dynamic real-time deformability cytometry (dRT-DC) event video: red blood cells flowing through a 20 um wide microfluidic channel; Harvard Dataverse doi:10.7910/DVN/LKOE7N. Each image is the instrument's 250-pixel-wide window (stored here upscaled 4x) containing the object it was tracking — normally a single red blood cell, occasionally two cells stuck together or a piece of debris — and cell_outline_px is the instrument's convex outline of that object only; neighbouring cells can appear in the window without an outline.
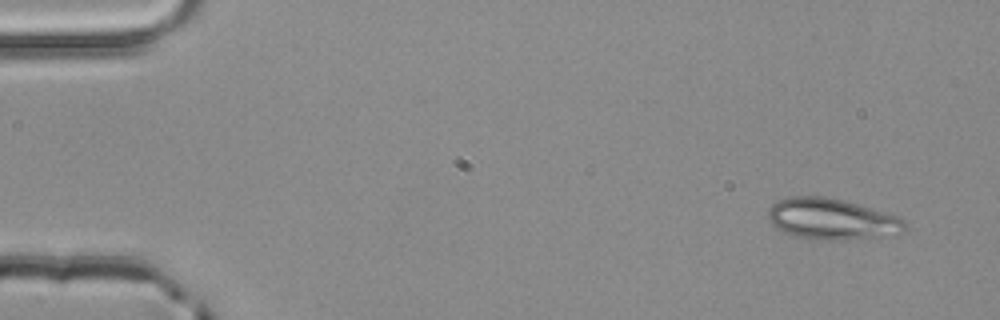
{"species": "common noctule bat (a hibernating species)", "species_latin": "Nyctalus noctula", "temperature_condition": "room temperature", "stored_images_in_passage": 4, "camera_frame_rate_fps": 3000, "um_per_image_px": 0.085, "animal": {"sex": "male", "body_mass_g": 20.4}, "frame": {"image": 1, "passage_image": 1, "time_ms": 0.0, "image_size_px": [1000, 320], "cell_outline_px": [[908, 228], [900, 232], [876, 236], [840, 240], [804, 240], [792, 236], [784, 232], [772, 224], [768, 220], [768, 208], [772, 204], [780, 200], [792, 196], [824, 196], [844, 200], [884, 212], [896, 216], [904, 220]], "centroid_in_image_um": [70.62, 18.62], "position_along_channel_um": 14.4, "area_um2": 32.66}}